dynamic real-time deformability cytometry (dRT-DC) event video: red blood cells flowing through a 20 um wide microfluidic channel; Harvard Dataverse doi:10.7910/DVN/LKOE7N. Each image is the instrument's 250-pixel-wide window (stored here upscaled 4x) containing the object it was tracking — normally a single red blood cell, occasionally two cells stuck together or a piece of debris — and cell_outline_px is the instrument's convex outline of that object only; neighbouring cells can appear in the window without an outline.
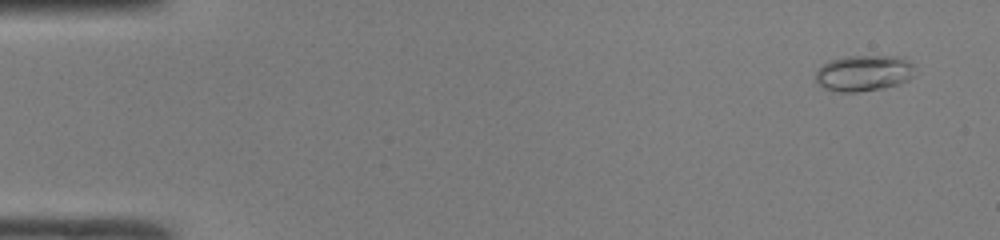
{"species": "common noctule bat (a hibernating species)", "species_latin": "Nyctalus noctula", "temperature_condition": "room temperature", "stored_images_in_passage": 15, "camera_frame_rate_fps": 3000, "um_per_image_px": 0.085, "animal": {"sex": "male", "body_mass_g": 19.0, "forearm_length_mm": 50.8}, "frame": {"image": 1, "passage_image": 3, "time_ms": 0.667, "image_size_px": [1000, 240], "cell_outline_px": [[912, 76], [908, 80], [884, 88], [856, 92], [840, 92], [824, 88], [816, 80], [816, 72], [824, 64], [832, 60], [848, 56], [900, 56], [912, 64]], "centroid_in_image_um": [73.41, 6.22], "position_along_channel_um": 11.6, "area_um2": 20.46}}